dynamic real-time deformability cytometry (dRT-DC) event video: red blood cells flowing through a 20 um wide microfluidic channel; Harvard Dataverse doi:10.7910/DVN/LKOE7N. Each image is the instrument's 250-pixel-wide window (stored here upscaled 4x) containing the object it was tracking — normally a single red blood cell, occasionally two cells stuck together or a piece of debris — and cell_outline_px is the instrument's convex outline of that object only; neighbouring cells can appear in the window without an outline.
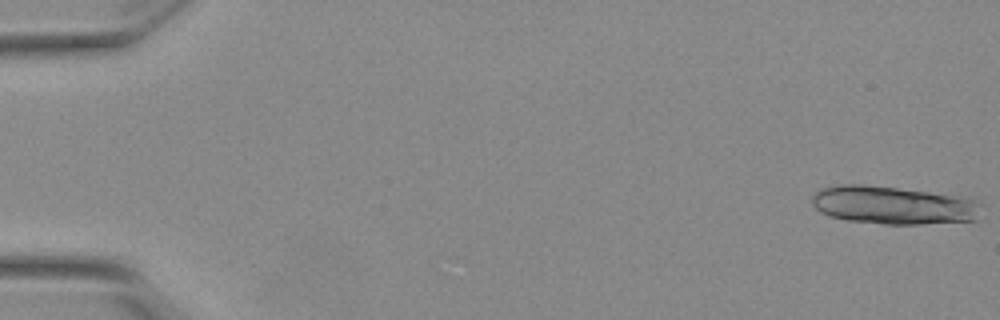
{"species": "Egyptian fruit bat (a non-hibernating species)", "species_latin": "Rousettus aegyptiacus", "temperature_condition": "warm", "stored_images_in_passage": 16, "camera_frame_rate_fps": 3000, "um_per_image_px": 0.085, "animal": {"sex": "female"}, "frame": {"image": 1, "passage_image": 1, "time_ms": 0.0, "image_size_px": [1000, 320], "cell_outline_px": [[980, 204], [976, 220], [920, 224], [884, 224], [848, 220], [832, 216], [820, 212], [812, 204], [812, 196], [816, 192], [824, 188], [840, 184], [864, 184], [972, 196]], "centroid_in_image_um": [75.98, 17.42], "position_along_channel_um": 9.0, "area_um2": 37.92}}